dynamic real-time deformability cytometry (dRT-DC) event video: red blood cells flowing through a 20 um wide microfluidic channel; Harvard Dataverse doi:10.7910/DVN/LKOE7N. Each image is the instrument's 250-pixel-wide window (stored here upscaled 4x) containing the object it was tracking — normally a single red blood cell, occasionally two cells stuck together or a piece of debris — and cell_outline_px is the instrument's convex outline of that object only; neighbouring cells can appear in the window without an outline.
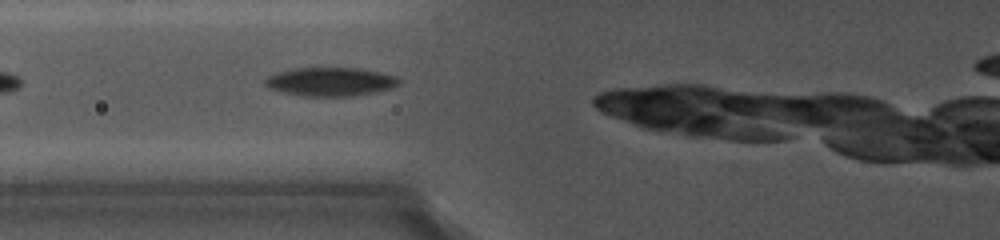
{"species": "common noctule bat (a hibernating species)", "species_latin": "Nyctalus noctula", "temperature_condition": "cold", "stored_images_in_passage": 17, "camera_frame_rate_fps": 5000, "um_per_image_px": 0.085, "animal": {"sex": "female", "body_mass_g": 19.0, "forearm_length_mm": 56.7}, "frame": {"image": 1, "passage_image": 6, "time_ms": 4.2, "image_size_px": [1000, 240], "cell_outline_px": [[400, 84], [388, 88], [372, 92], [352, 96], [308, 96], [288, 92], [272, 88], [264, 84], [264, 80], [268, 76], [276, 72], [292, 68], [360, 68], [380, 72], [396, 76], [400, 80]], "centroid_in_image_um": [28.1, 6.92], "position_along_channel_um": 97.7, "area_um2": 21.96}}